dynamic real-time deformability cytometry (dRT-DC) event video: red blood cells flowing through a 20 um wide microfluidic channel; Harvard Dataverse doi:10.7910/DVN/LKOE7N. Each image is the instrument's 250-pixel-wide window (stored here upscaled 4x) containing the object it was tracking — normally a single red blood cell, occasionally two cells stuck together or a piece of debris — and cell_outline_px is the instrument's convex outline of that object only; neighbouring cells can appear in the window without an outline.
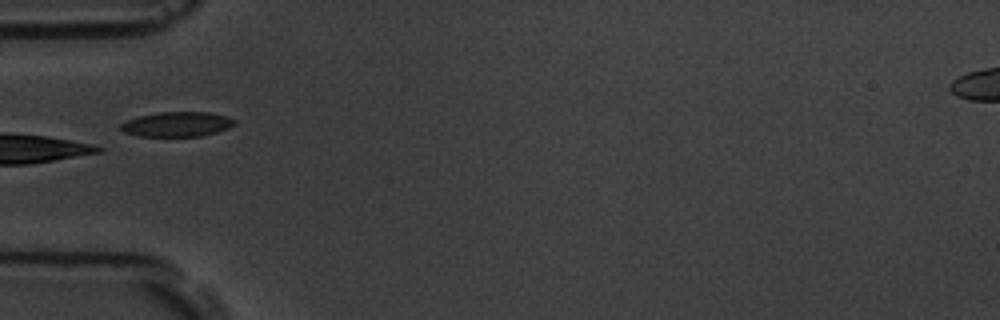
{"species": "common noctule bat (a hibernating species)", "species_latin": "Nyctalus noctula", "temperature_condition": "room temperature", "stored_images_in_passage": 7, "camera_frame_rate_fps": 3000, "um_per_image_px": 0.085, "animal": {"sex": "male", "body_mass_g": 19.5, "forearm_length_mm": 54.6}, "frame": {"image": 1, "passage_image": 6, "time_ms": 6.0, "image_size_px": [1000, 320], "cell_outline_px": [[236, 124], [228, 128], [204, 136], [140, 136], [124, 132], [120, 128], [120, 124], [124, 120], [140, 116], [160, 112], [208, 112], [228, 116], [236, 120]], "centroid_in_image_um": [15.06, 10.56], "position_along_channel_um": 69.9, "area_um2": 16.53}}
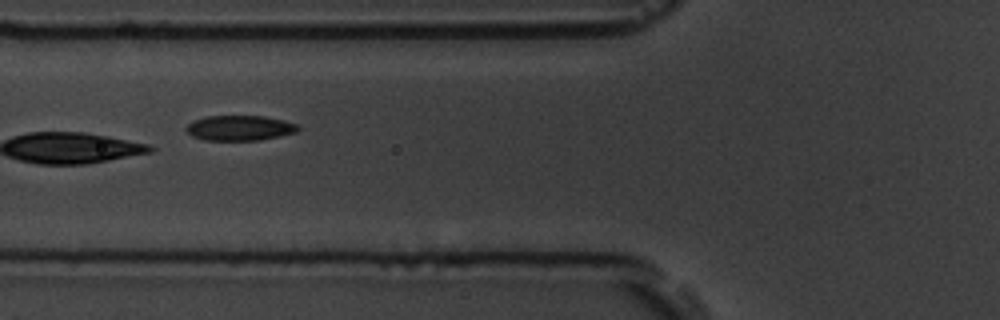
{"frame": {"image": 2, "passage_image": 7, "time_ms": 7.0, "image_size_px": [1000, 320], "cell_outline_px": [[300, 128], [296, 132], [280, 136], [260, 140], [204, 140], [192, 136], [184, 128], [192, 120], [208, 116], [264, 116], [284, 120], [296, 124]], "centroid_in_image_um": [20.36, 10.88], "position_along_channel_um": 105.4, "area_um2": 16.42}}